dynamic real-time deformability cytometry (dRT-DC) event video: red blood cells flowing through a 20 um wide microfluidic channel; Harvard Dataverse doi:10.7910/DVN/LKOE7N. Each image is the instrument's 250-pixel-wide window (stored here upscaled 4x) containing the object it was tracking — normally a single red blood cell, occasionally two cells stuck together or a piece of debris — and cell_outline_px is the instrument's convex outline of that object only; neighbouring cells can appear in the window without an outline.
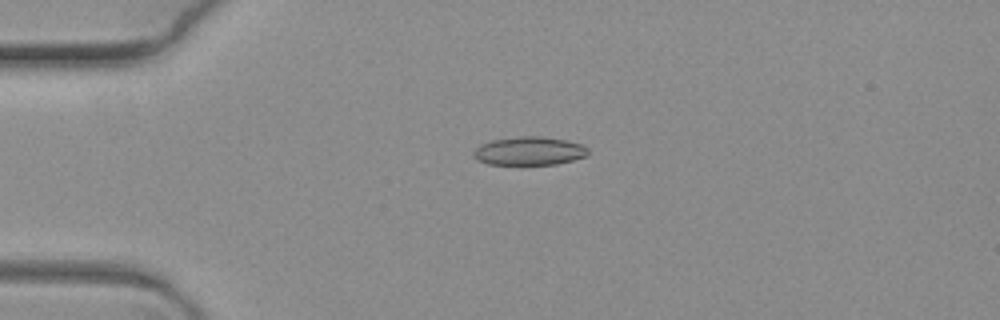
{"species": "common noctule bat (a hibernating species)", "species_latin": "Nyctalus noctula", "temperature_condition": "warm", "stored_images_in_passage": 9, "camera_frame_rate_fps": 3000, "um_per_image_px": 0.085, "animal": {"sex": "female", "body_mass_g": 19.3, "forearm_length_mm": 54.1}, "frame": {"image": 1, "passage_image": 2, "time_ms": 0.333, "image_size_px": [1000, 320], "cell_outline_px": [[588, 156], [556, 164], [488, 164], [476, 160], [472, 156], [472, 152], [480, 144], [492, 140], [520, 136], [540, 136], [564, 140], [580, 144], [588, 148]], "centroid_in_image_um": [44.95, 12.83], "position_along_channel_um": 40.1, "area_um2": 18.96}}
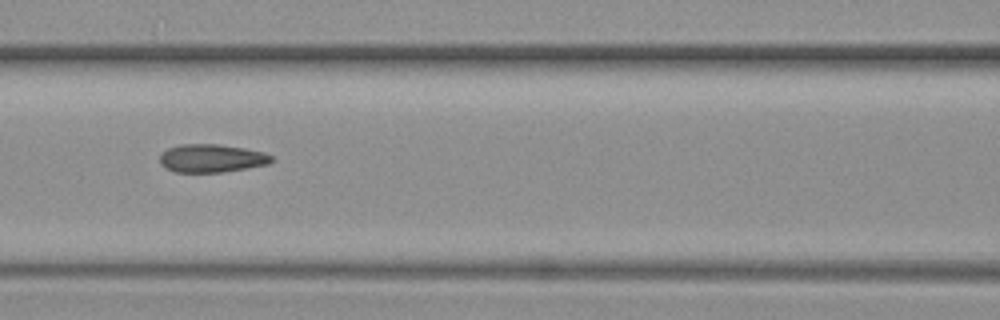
{"frame": {"image": 2, "passage_image": 6, "time_ms": 1.667, "image_size_px": [1000, 320], "cell_outline_px": [[272, 160], [268, 164], [224, 172], [176, 172], [164, 168], [160, 164], [160, 152], [168, 148], [180, 144], [220, 144], [244, 148], [264, 152], [272, 156]], "centroid_in_image_um": [17.94, 13.45], "position_along_channel_um": 148.7, "area_um2": 18.44}}
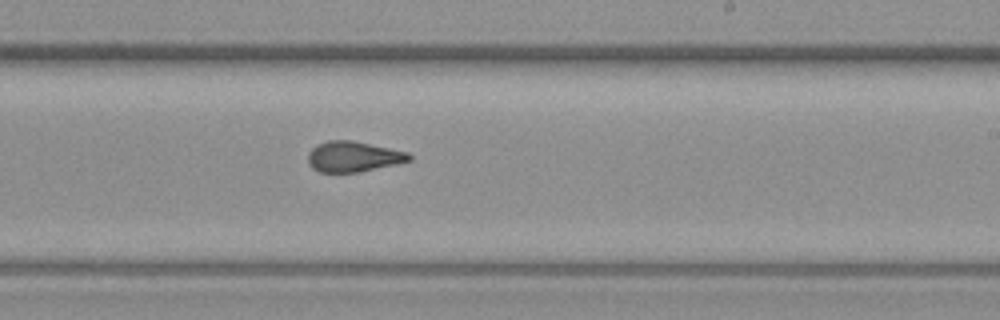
{"frame": {"image": 3, "passage_image": 9, "time_ms": 2.667, "image_size_px": [1000, 320], "cell_outline_px": [[412, 160], [360, 172], [320, 172], [312, 168], [308, 164], [308, 152], [316, 144], [328, 140], [352, 140], [408, 152], [412, 156]], "centroid_in_image_um": [30.01, 13.31], "position_along_channel_um": 259.0, "area_um2": 18.03}}